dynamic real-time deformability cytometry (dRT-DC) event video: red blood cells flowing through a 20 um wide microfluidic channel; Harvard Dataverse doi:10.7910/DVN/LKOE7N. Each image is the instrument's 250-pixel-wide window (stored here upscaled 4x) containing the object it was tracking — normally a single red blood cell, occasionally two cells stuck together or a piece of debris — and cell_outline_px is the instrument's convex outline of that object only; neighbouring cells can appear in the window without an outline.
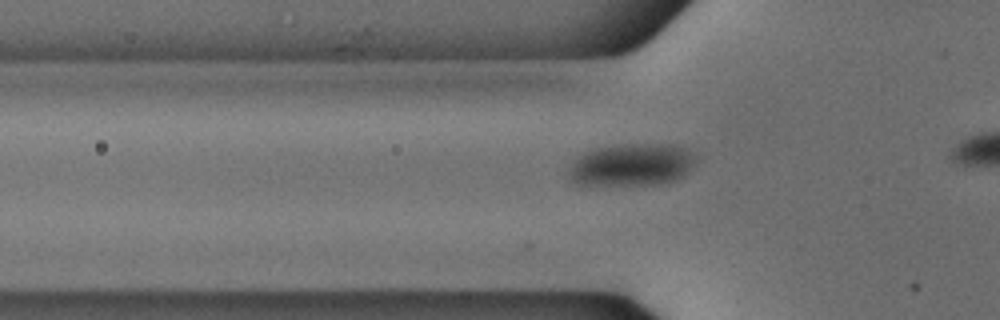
{"species": "common noctule bat (a hibernating species)", "species_latin": "Nyctalus noctula", "temperature_condition": "cold", "stored_images_in_passage": 32, "camera_frame_rate_fps": 3000, "um_per_image_px": 0.085, "animal": {"sex": "male", "body_mass_g": 18.8}, "frame": {"image": 1, "passage_image": 4, "time_ms": 1.0, "image_size_px": [1000, 320], "cell_outline_px": [[700, 160], [684, 176], [676, 180], [660, 184], [576, 184], [572, 180], [572, 164], [580, 156], [596, 148], [632, 144], [672, 144], [684, 148], [692, 152]], "centroid_in_image_um": [53.85, 14.0], "position_along_channel_um": 72.0, "area_um2": 30.92}}
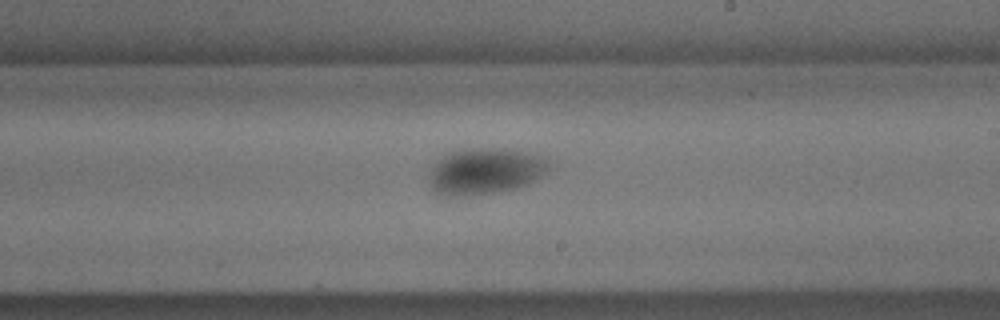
{"frame": {"image": 2, "passage_image": 18, "time_ms": 5.667, "image_size_px": [1000, 320], "cell_outline_px": [[548, 168], [544, 172], [528, 184], [516, 188], [496, 192], [456, 196], [448, 196], [436, 192], [432, 188], [432, 168], [448, 152], [464, 148], [504, 148], [544, 156], [548, 160]], "centroid_in_image_um": [41.27, 14.53], "position_along_channel_um": 247.7, "area_um2": 31.67}}
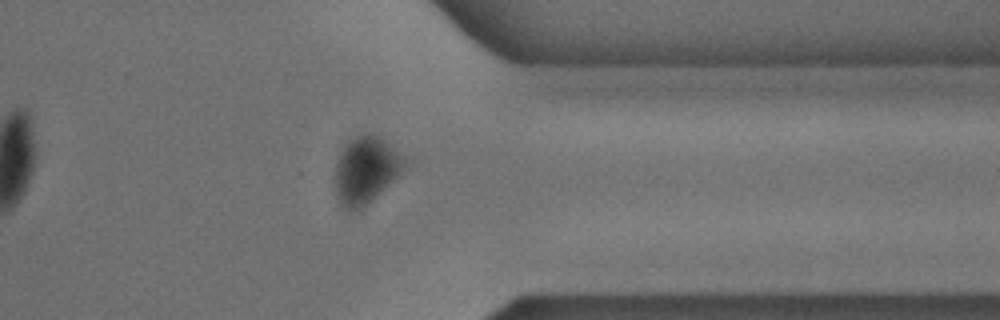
{"frame": {"image": 3, "passage_image": 29, "time_ms": 9.333, "image_size_px": [1000, 320], "cell_outline_px": [[404, 164], [400, 172], [364, 208], [352, 212], [348, 212], [340, 204], [336, 196], [336, 164], [340, 152], [344, 144], [352, 136], [368, 132], [372, 132], [400, 156], [404, 160]], "centroid_in_image_um": [30.99, 14.48], "position_along_channel_um": 380.4, "area_um2": 26.47}}